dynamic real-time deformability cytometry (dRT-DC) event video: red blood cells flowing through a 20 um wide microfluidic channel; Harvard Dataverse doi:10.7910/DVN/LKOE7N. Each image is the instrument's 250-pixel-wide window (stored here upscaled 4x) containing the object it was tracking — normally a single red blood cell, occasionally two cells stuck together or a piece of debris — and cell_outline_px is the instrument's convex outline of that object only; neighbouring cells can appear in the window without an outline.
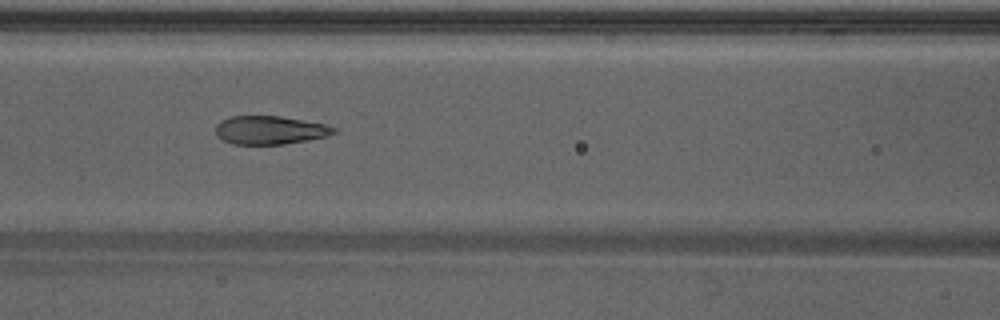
{"species": "Egyptian fruit bat (a non-hibernating species)", "species_latin": "Rousettus aegyptiacus", "temperature_condition": "warm", "stored_images_in_passage": 49, "camera_frame_rate_fps": 3000, "um_per_image_px": 0.085, "animal": {"sex": "male"}, "frame": {"image": 1, "passage_image": 22, "time_ms": 7.0, "image_size_px": [1000, 320], "cell_outline_px": [[336, 132], [328, 136], [308, 140], [284, 144], [232, 144], [216, 136], [216, 124], [220, 120], [232, 116], [280, 116], [324, 124], [336, 128]], "centroid_in_image_um": [22.92, 11.06], "position_along_channel_um": 143.7, "area_um2": 19.54}}
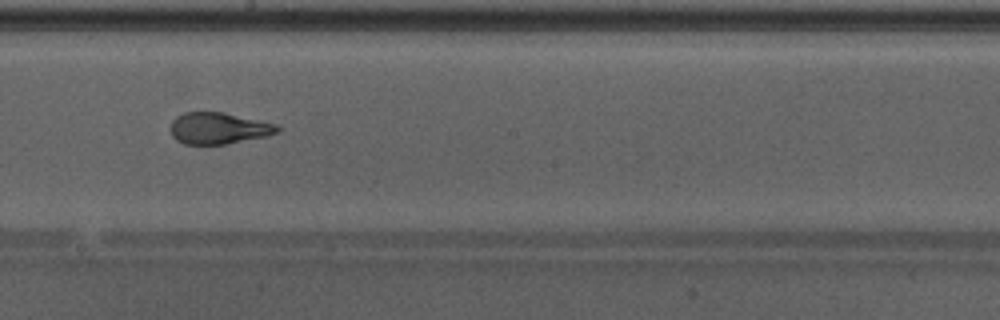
{"frame": {"image": 2, "passage_image": 28, "time_ms": 9.0, "image_size_px": [1000, 320], "cell_outline_px": [[280, 132], [268, 136], [224, 144], [184, 144], [176, 140], [172, 136], [172, 120], [176, 116], [184, 112], [224, 112], [276, 124], [280, 128]], "centroid_in_image_um": [18.59, 10.9], "position_along_channel_um": 229.6, "area_um2": 19.59}, "authors_computed_cell_mechanics": {"area_um2": 21.9062, "velocity_mm_per_s": 4.3148, "shape_relaxation_time_tau1_ms": 6.3958, "shape_relaxation_time_tau2_ms": 0.7154, "deformation_change_tau1": 0.249, "deformation_change_tau2": 0.0702}}